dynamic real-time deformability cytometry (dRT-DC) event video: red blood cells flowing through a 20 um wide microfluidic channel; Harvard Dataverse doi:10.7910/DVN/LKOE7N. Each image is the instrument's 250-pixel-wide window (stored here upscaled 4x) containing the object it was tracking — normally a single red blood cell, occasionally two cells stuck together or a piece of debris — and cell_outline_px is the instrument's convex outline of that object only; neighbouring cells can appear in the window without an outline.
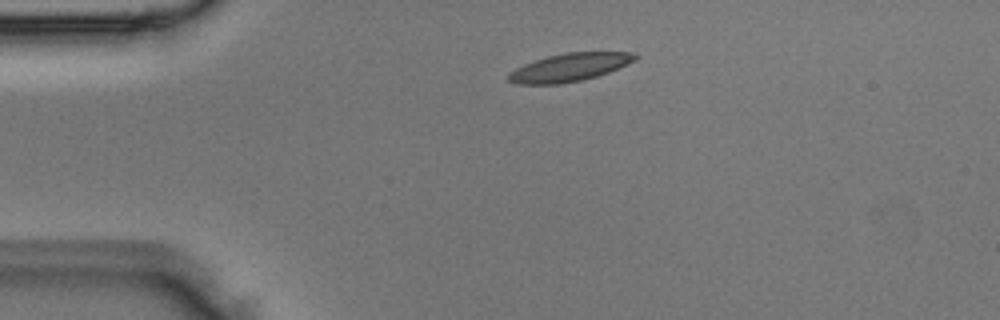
{"species": "Egyptian fruit bat (a non-hibernating species)", "species_latin": "Rousettus aegyptiacus", "temperature_condition": "room temperature", "stored_images_in_passage": 2, "camera_frame_rate_fps": 3000, "um_per_image_px": 0.085, "animal": {"sex": "male"}, "frame": {"image": 1, "passage_image": 1, "time_ms": 0.0, "image_size_px": [1000, 320], "cell_outline_px": [[640, 56], [636, 60], [628, 64], [608, 72], [596, 76], [580, 80], [560, 84], [516, 84], [508, 80], [508, 76], [516, 68], [524, 64], [548, 56], [564, 52], [636, 52]], "centroid_in_image_um": [48.46, 5.71], "position_along_channel_um": 36.5, "area_um2": 20.58}}